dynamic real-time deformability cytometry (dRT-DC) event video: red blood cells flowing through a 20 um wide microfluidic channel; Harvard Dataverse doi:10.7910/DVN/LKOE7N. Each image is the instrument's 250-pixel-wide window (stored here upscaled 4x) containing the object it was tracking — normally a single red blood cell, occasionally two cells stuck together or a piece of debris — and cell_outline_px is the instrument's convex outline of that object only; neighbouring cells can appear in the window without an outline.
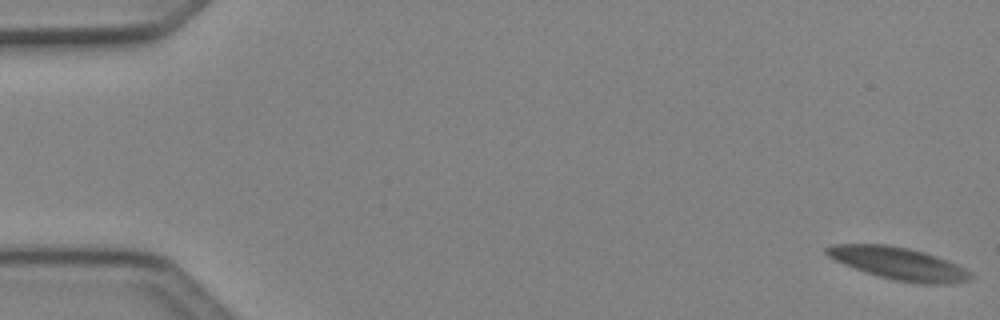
{"species": "Egyptian fruit bat (a non-hibernating species)", "species_latin": "Rousettus aegyptiacus", "temperature_condition": "cold", "stored_images_in_passage": 6, "segment_of_instrument_passage": [1, 2], "camera_frame_rate_fps": 3000, "um_per_image_px": 0.085, "animal": {"sex": "female"}, "frame": {"image": 1, "passage_image": 1, "time_ms": 0.0, "image_size_px": [1000, 320], "cell_outline_px": [[976, 276], [972, 280], [944, 284], [920, 284], [896, 280], [880, 276], [844, 264], [828, 256], [824, 252], [824, 248], [832, 244], [888, 244], [908, 248], [924, 252], [936, 256], [956, 264], [972, 272]], "centroid_in_image_um": [76.43, 22.39], "position_along_channel_um": 8.6, "area_um2": 27.11}}
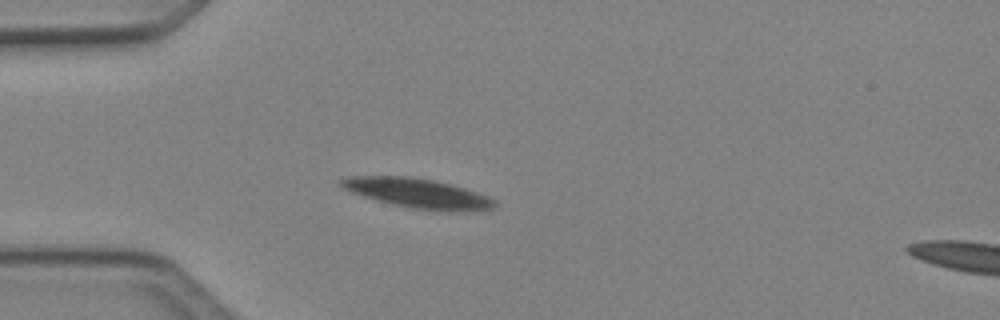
{"frame": {"image": 2, "passage_image": 5, "time_ms": 1.333, "image_size_px": [1000, 320], "cell_outline_px": [[500, 204], [496, 208], [476, 212], [440, 212], [408, 208], [376, 200], [352, 192], [344, 188], [340, 184], [340, 180], [348, 176], [408, 176], [432, 180], [464, 188], [488, 196], [496, 200]], "centroid_in_image_um": [35.62, 16.47], "position_along_channel_um": 49.4, "area_um2": 26.93}}